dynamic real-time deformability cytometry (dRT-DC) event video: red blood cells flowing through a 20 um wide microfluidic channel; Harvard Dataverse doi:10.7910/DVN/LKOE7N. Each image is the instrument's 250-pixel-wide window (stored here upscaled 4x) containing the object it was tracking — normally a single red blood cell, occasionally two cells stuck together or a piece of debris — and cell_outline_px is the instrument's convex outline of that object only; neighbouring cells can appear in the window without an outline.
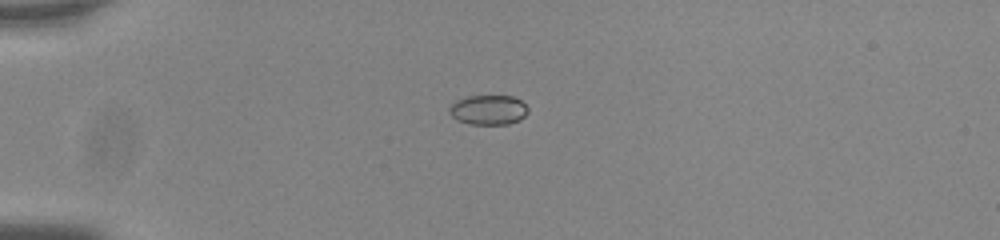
{"species": "common noctule bat (a hibernating species)", "species_latin": "Nyctalus noctula", "temperature_condition": "room temperature", "stored_images_in_passage": 43, "camera_frame_rate_fps": 3000, "um_per_image_px": 0.085, "animal": {"sex": "male", "body_mass_g": 20.0, "forearm_length_mm": 53.3}, "frame": {"image": 1, "passage_image": 3, "time_ms": 0.667, "image_size_px": [1000, 240], "cell_outline_px": [[528, 112], [520, 120], [508, 124], [468, 124], [456, 120], [448, 112], [448, 108], [456, 100], [468, 96], [512, 96], [520, 100], [528, 108]], "centroid_in_image_um": [41.49, 9.35], "position_along_channel_um": 43.5, "area_um2": 13.7}}
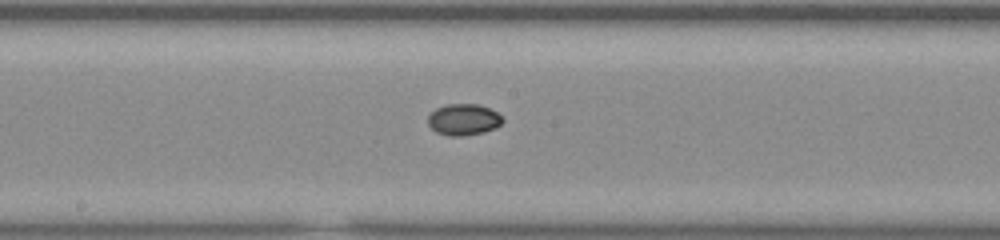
{"frame": {"image": 2, "passage_image": 19, "time_ms": 6.0, "image_size_px": [1000, 240], "cell_outline_px": [[504, 120], [496, 128], [484, 132], [464, 136], [448, 136], [436, 132], [428, 124], [428, 116], [436, 108], [444, 104], [480, 104], [504, 116]], "centroid_in_image_um": [39.42, 10.16], "position_along_channel_um": 208.8, "area_um2": 13.81}}
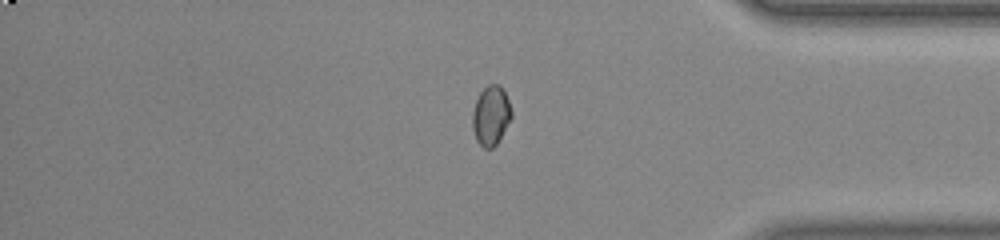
{"frame": {"image": 3, "passage_image": 35, "time_ms": 11.333, "image_size_px": [1000, 240], "cell_outline_px": [[512, 116], [496, 144], [492, 148], [484, 148], [476, 140], [472, 128], [472, 112], [476, 100], [480, 92], [488, 84], [500, 84], [508, 100], [512, 112]], "centroid_in_image_um": [41.71, 9.81], "position_along_channel_um": 393.5, "area_um2": 13.41}, "authors_computed_cell_mechanics": {"area_um2": 13.5252, "velocity_mm_per_s": 3.774, "shape_relaxation_time_tau1_ms": 3.7573, "shape_relaxation_time_tau2_ms": 5.2336, "deformation_change_tau1": 0.0636, "deformation_change_tau2": 0.014}}